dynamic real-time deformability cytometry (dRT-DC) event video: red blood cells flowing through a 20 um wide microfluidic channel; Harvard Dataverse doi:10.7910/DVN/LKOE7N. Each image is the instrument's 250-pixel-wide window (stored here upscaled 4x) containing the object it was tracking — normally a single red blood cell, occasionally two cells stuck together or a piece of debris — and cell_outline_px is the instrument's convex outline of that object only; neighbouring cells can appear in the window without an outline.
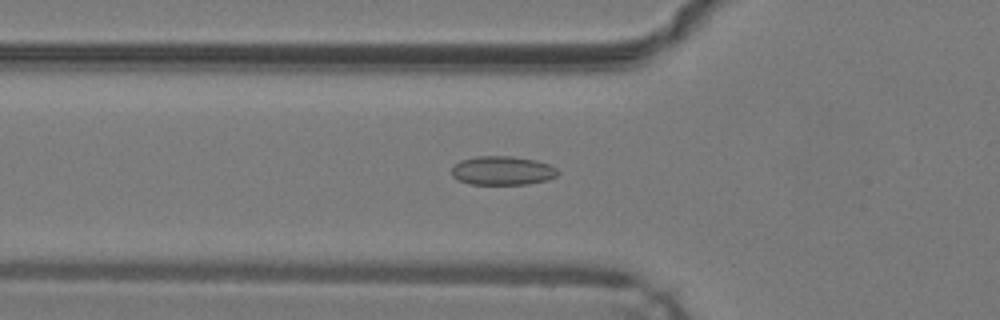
{"species": "common noctule bat (a hibernating species)", "species_latin": "Nyctalus noctula", "temperature_condition": "warm", "stored_images_in_passage": 47, "camera_frame_rate_fps": 3000, "um_per_image_px": 0.085, "animal": {"sex": "male", "body_mass_g": 19.2, "forearm_length_mm": 51.8}, "frame": {"image": 1, "passage_image": 16, "time_ms": 5.0, "image_size_px": [1000, 320], "cell_outline_px": [[560, 172], [556, 176], [548, 180], [528, 184], [468, 184], [456, 180], [452, 176], [452, 168], [460, 160], [476, 156], [512, 156], [536, 160], [548, 164], [556, 168]], "centroid_in_image_um": [42.7, 14.5], "position_along_channel_um": 83.1, "area_um2": 18.03}}
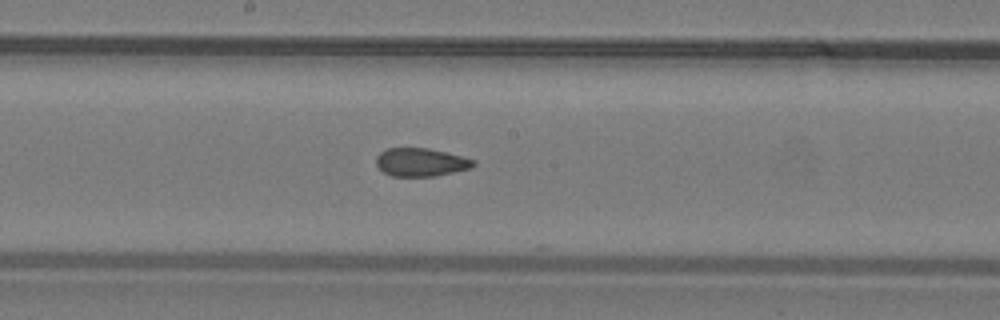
{"frame": {"image": 2, "passage_image": 25, "time_ms": 8.0, "image_size_px": [1000, 320], "cell_outline_px": [[476, 164], [472, 168], [436, 176], [392, 176], [384, 172], [376, 164], [376, 156], [380, 152], [388, 148], [428, 148], [476, 160]], "centroid_in_image_um": [35.78, 13.79], "position_along_channel_um": 212.4, "area_um2": 15.95}}
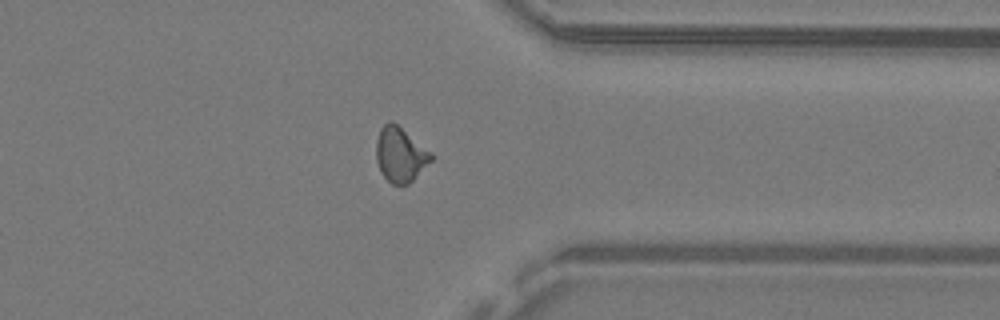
{"frame": {"image": 3, "passage_image": 37, "time_ms": 12.0, "image_size_px": [1000, 320], "cell_outline_px": [[432, 160], [408, 184], [392, 184], [380, 172], [376, 160], [376, 140], [380, 128], [388, 120], [392, 120], [432, 152]], "centroid_in_image_um": [34.0, 13.11], "position_along_channel_um": 377.4, "area_um2": 17.51}, "authors_computed_cell_mechanics": {"area_um2": 17.051, "velocity_mm_per_s": 4.2695, "shape_relaxation_time_tau1_ms": null, "shape_relaxation_time_tau2_ms": 1.1081, "deformation_change_tau1": null, "deformation_change_tau2": 0.0558}}